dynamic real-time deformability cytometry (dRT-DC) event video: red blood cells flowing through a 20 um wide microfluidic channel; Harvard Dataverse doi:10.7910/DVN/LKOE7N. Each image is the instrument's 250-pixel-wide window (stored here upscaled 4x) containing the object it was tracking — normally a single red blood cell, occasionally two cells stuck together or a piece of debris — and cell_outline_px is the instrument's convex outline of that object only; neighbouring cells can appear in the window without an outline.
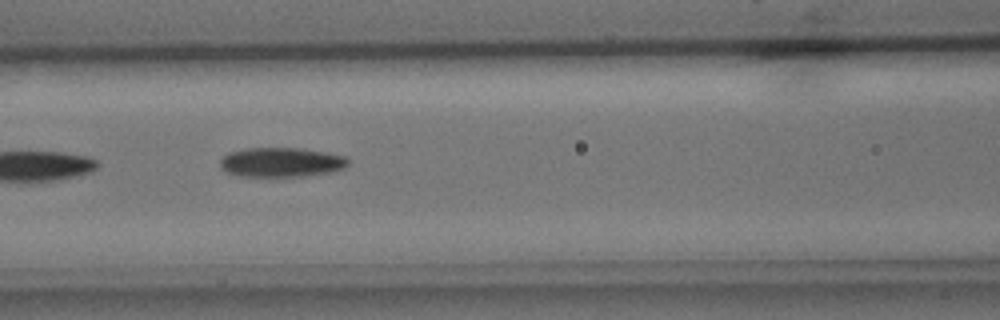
{"species": "common noctule bat (a hibernating species)", "species_latin": "Nyctalus noctula", "temperature_condition": "cold", "stored_images_in_passage": 6, "camera_frame_rate_fps": 3000, "um_per_image_px": 0.085, "animal": {"sex": "male", "body_mass_g": 15.6}, "frame": {"image": 1, "passage_image": 5, "time_ms": 4.667, "image_size_px": [1000, 320], "cell_outline_px": [[348, 164], [344, 168], [328, 172], [308, 176], [240, 176], [228, 172], [220, 164], [220, 160], [228, 152], [248, 148], [300, 148], [328, 152], [344, 156], [348, 160]], "centroid_in_image_um": [23.93, 13.78], "position_along_channel_um": 142.7, "area_um2": 21.85}}
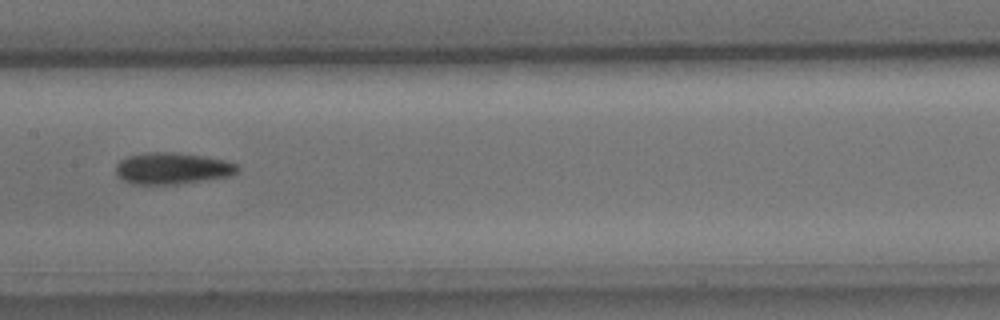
{"frame": {"image": 2, "passage_image": 6, "time_ms": 6.0, "image_size_px": [1000, 320], "cell_outline_px": [[240, 168], [236, 172], [228, 176], [176, 184], [132, 184], [124, 180], [116, 172], [116, 164], [120, 160], [128, 156], [148, 152], [172, 152], [204, 156], [224, 160], [236, 164]], "centroid_in_image_um": [14.62, 14.3], "position_along_channel_um": 192.8, "area_um2": 22.08}}